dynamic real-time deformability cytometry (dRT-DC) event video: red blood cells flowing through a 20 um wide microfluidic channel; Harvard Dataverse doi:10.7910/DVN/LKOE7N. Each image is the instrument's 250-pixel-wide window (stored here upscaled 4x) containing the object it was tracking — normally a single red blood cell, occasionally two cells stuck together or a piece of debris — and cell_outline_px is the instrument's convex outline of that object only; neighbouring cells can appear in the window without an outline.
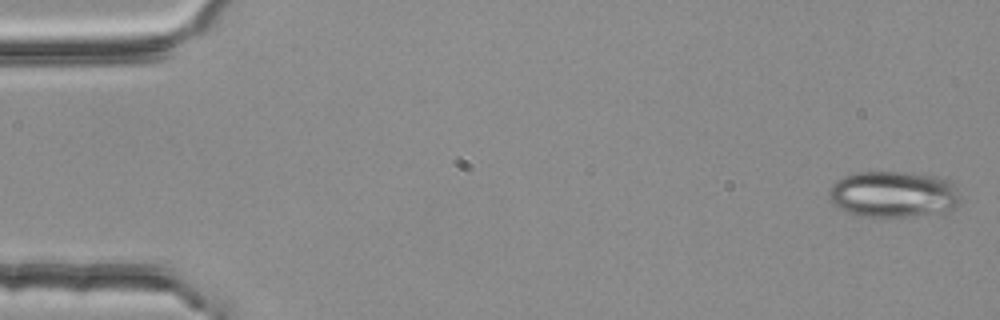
{"species": "common noctule bat (a hibernating species)", "species_latin": "Nyctalus noctula", "temperature_condition": "room temperature", "stored_images_in_passage": 7, "camera_frame_rate_fps": 3000, "um_per_image_px": 0.085, "animal": {"sex": "female", "body_mass_g": 25.1}, "frame": {"image": 1, "passage_image": 1, "time_ms": 0.0, "image_size_px": [1000, 320], "cell_outline_px": [[964, 204], [944, 216], [860, 216], [848, 212], [832, 204], [828, 200], [828, 192], [832, 184], [836, 180], [844, 176], [856, 172], [908, 172], [936, 176], [952, 180]], "centroid_in_image_um": [76.06, 16.54], "position_along_channel_um": 8.9, "area_um2": 36.76}}
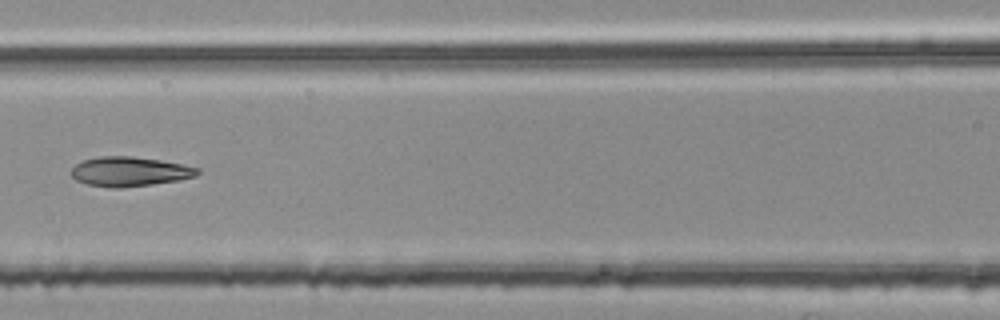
{"frame": {"image": 2, "passage_image": 7, "time_ms": 2.0, "image_size_px": [1000, 320], "cell_outline_px": [[200, 172], [196, 176], [180, 180], [152, 184], [120, 188], [108, 188], [88, 184], [76, 180], [72, 176], [72, 168], [76, 164], [84, 160], [100, 156], [132, 156], [160, 160], [200, 168]], "centroid_in_image_um": [11.03, 14.59], "position_along_channel_um": 155.6, "area_um2": 21.68}}